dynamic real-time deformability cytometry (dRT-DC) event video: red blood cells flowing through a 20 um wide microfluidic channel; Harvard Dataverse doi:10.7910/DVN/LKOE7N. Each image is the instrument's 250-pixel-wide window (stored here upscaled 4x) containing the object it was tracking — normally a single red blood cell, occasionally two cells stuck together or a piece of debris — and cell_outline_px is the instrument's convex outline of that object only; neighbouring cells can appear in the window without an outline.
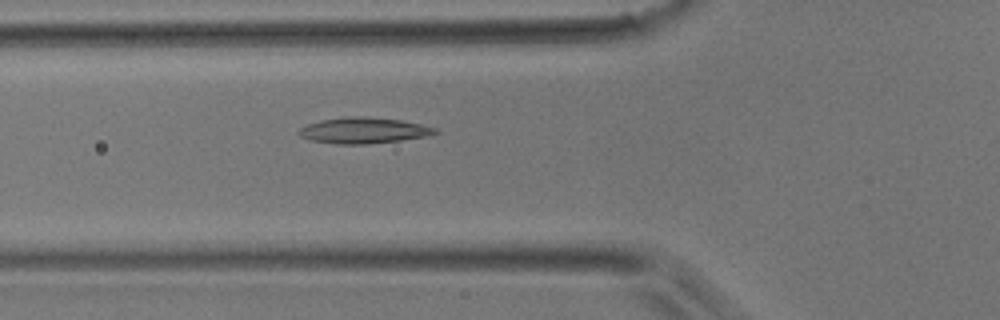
{"species": "common noctule bat (a hibernating species)", "species_latin": "Nyctalus noctula", "temperature_condition": "room temperature", "stored_images_in_passage": 46, "camera_frame_rate_fps": 3000, "um_per_image_px": 0.085, "animal": {"sex": "male", "body_mass_g": 17.9}, "frame": {"image": 1, "passage_image": 16, "time_ms": 5.0, "image_size_px": [1000, 320], "cell_outline_px": [[440, 132], [424, 136], [400, 140], [364, 144], [336, 144], [308, 140], [300, 136], [296, 132], [300, 128], [308, 124], [320, 120], [348, 116], [360, 116], [400, 120], [420, 124], [436, 128]], "centroid_in_image_um": [30.84, 11.09], "position_along_channel_um": 95.0, "area_um2": 20.46}}
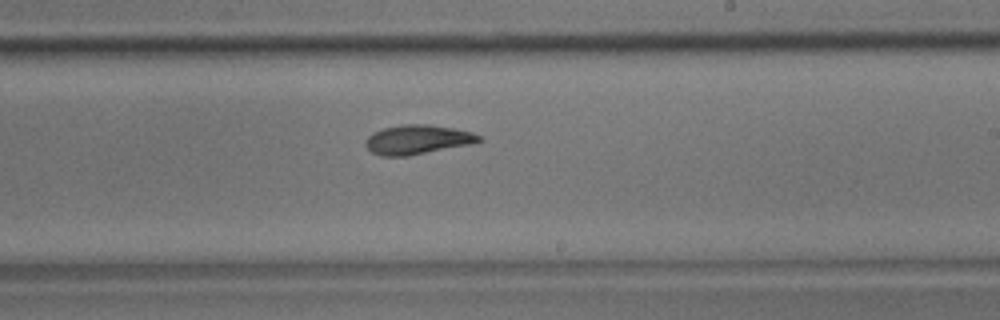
{"frame": {"image": 2, "passage_image": 27, "time_ms": 8.667, "image_size_px": [1000, 320], "cell_outline_px": [[484, 140], [472, 144], [408, 156], [380, 156], [372, 152], [364, 144], [368, 136], [372, 132], [384, 128], [404, 124], [428, 124], [456, 128], [472, 132], [480, 136]], "centroid_in_image_um": [35.51, 11.86], "position_along_channel_um": 253.5, "area_um2": 19.54}}
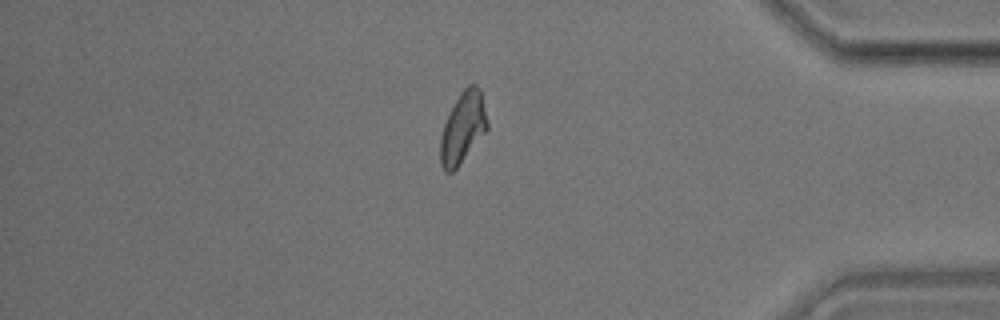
{"frame": {"image": 3, "passage_image": 39, "time_ms": 12.667, "image_size_px": [1000, 320], "cell_outline_px": [[488, 128], [456, 168], [452, 172], [444, 172], [440, 164], [440, 136], [444, 124], [460, 92], [468, 84], [476, 84], [480, 88], [488, 124]], "centroid_in_image_um": [39.33, 10.85], "position_along_channel_um": 395.9, "area_um2": 19.13}}